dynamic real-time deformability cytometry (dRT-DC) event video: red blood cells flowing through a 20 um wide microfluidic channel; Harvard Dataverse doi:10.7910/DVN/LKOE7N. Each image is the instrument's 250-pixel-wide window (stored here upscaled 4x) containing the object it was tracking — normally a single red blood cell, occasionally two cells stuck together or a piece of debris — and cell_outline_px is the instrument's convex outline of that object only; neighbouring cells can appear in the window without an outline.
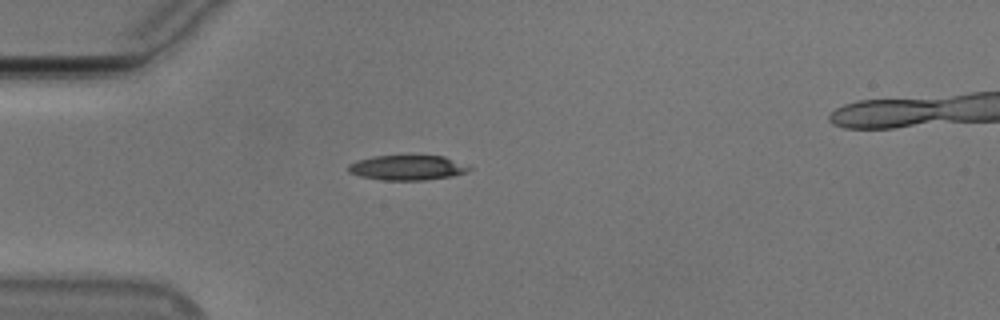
{"species": "Egyptian fruit bat (a non-hibernating species)", "species_latin": "Rousettus aegyptiacus", "temperature_condition": "cold", "stored_images_in_passage": 35, "camera_frame_rate_fps": 3000, "um_per_image_px": 0.085, "animal": {"sex": "male"}, "frame": {"image": 1, "passage_image": 1, "time_ms": 0.0, "image_size_px": [1000, 320], "cell_outline_px": [[472, 168], [468, 172], [452, 176], [424, 180], [384, 180], [360, 176], [348, 172], [348, 164], [356, 160], [372, 156], [444, 156]], "centroid_in_image_um": [34.59, 14.25], "position_along_channel_um": 50.4, "area_um2": 17.46}, "authors_computed_cell_mechanics": {"area_um2": 18.0336, "velocity_mm_per_s": 3.7759, "shape_relaxation_time_tau1_ms": 5.8626, "shape_relaxation_time_tau2_ms": 5.1371, "deformation_change_tau1": 0.1754, "deformation_change_tau2": 0.1612}}